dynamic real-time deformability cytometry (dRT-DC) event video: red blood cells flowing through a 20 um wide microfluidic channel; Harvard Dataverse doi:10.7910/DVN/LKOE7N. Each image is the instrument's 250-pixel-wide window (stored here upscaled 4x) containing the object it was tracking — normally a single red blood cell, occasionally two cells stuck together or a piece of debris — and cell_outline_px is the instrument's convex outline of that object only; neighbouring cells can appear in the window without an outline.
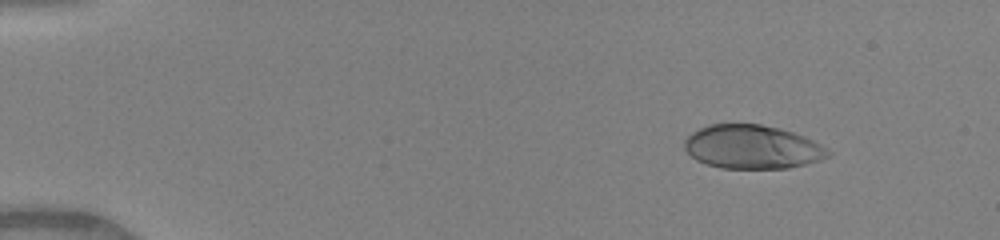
{"species": "human", "species_latin": "Homo sapiens", "temperature_condition": "warm", "stored_images_in_passage": 10, "camera_frame_rate_fps": 3000, "um_per_image_px": 0.085, "donor": {"sex": "female"}, "frame": {"image": 1, "passage_image": 2, "time_ms": 0.333, "image_size_px": [1000, 240], "cell_outline_px": [[832, 152], [828, 156], [820, 160], [788, 168], [720, 168], [696, 160], [684, 148], [684, 140], [692, 132], [708, 124], [760, 124], [780, 128], [804, 136], [828, 148]], "centroid_in_image_um": [63.94, 12.48], "position_along_channel_um": 21.1, "area_um2": 36.53}}